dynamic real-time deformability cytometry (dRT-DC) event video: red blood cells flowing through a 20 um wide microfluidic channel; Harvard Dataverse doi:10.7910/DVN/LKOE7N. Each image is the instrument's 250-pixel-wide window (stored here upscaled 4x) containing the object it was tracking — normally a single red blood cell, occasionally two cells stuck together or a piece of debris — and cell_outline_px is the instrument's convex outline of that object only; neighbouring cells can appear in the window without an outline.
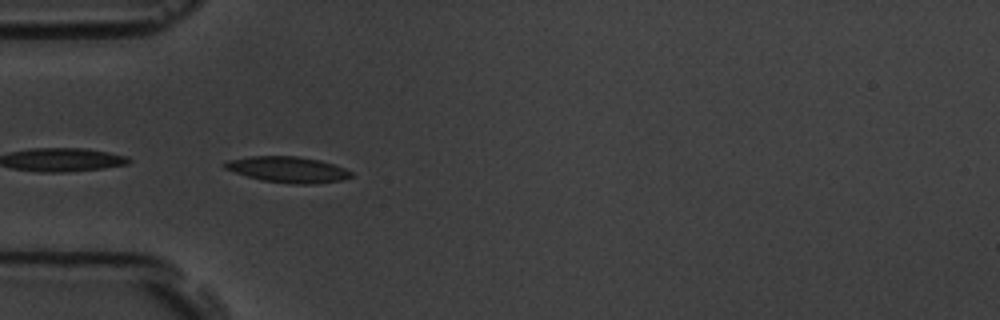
{"species": "common noctule bat (a hibernating species)", "species_latin": "Nyctalus noctula", "temperature_condition": "room temperature", "stored_images_in_passage": 6, "camera_frame_rate_fps": 3000, "um_per_image_px": 0.085, "animal": {"sex": "male", "body_mass_g": 19.5, "forearm_length_mm": 54.6}, "frame": {"image": 1, "passage_image": 5, "time_ms": 5.667, "image_size_px": [1000, 320], "cell_outline_px": [[352, 176], [340, 180], [316, 184], [292, 184], [260, 180], [224, 168], [224, 164], [228, 160], [252, 156], [296, 156], [320, 160], [344, 168], [352, 172]], "centroid_in_image_um": [24.48, 14.41], "position_along_channel_um": 60.5, "area_um2": 18.9}}